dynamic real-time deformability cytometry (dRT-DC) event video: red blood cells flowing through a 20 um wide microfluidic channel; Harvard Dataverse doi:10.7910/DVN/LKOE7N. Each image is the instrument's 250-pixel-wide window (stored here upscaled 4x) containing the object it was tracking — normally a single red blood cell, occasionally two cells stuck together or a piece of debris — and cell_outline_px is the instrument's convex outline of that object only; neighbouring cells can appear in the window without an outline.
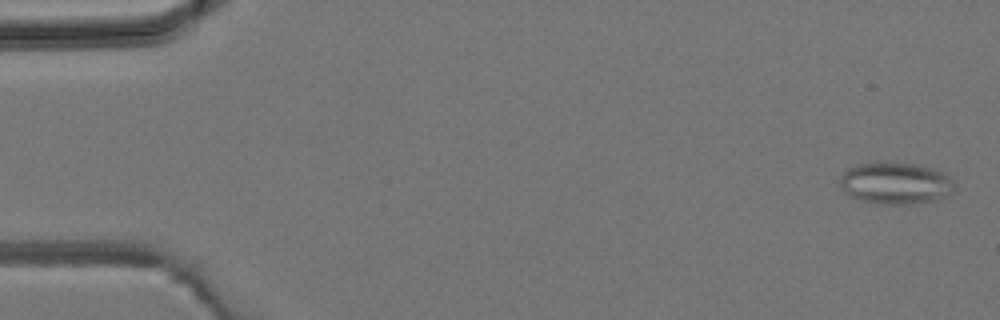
{"species": "common noctule bat (a hibernating species)", "species_latin": "Nyctalus noctula", "temperature_condition": "room temperature", "stored_images_in_passage": 5, "camera_frame_rate_fps": 3000, "um_per_image_px": 0.085, "animal": {"sex": "male", "body_mass_g": 19.2, "forearm_length_mm": 51.8}, "frame": {"image": 1, "passage_image": 1, "time_ms": 0.0, "image_size_px": [1000, 320], "cell_outline_px": [[952, 192], [948, 196], [940, 200], [912, 204], [876, 204], [860, 200], [848, 196], [840, 188], [840, 176], [848, 168], [856, 164], [876, 160], [888, 160], [920, 164], [936, 168], [944, 172], [952, 180]], "centroid_in_image_um": [76.09, 15.54], "position_along_channel_um": 8.9, "area_um2": 29.13}}
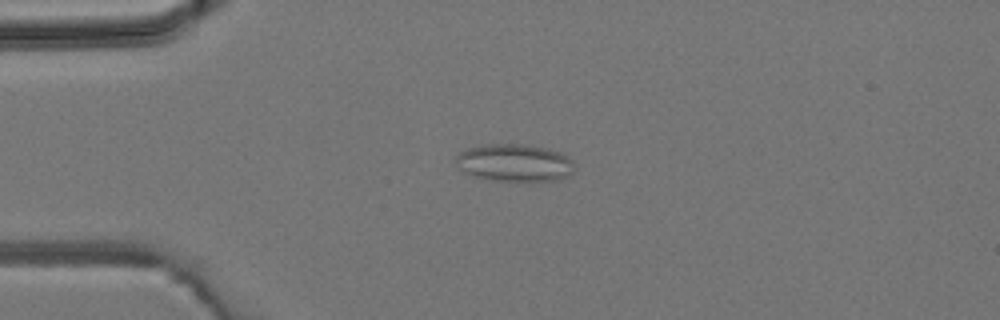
{"frame": {"image": 2, "passage_image": 4, "time_ms": 3.333, "image_size_px": [1000, 320], "cell_outline_px": [[572, 172], [568, 176], [556, 180], [492, 180], [476, 176], [464, 172], [456, 164], [456, 156], [460, 152], [468, 148], [484, 144], [528, 144], [548, 148], [560, 152], [572, 160]], "centroid_in_image_um": [43.72, 13.81], "position_along_channel_um": 41.3, "area_um2": 25.66}}